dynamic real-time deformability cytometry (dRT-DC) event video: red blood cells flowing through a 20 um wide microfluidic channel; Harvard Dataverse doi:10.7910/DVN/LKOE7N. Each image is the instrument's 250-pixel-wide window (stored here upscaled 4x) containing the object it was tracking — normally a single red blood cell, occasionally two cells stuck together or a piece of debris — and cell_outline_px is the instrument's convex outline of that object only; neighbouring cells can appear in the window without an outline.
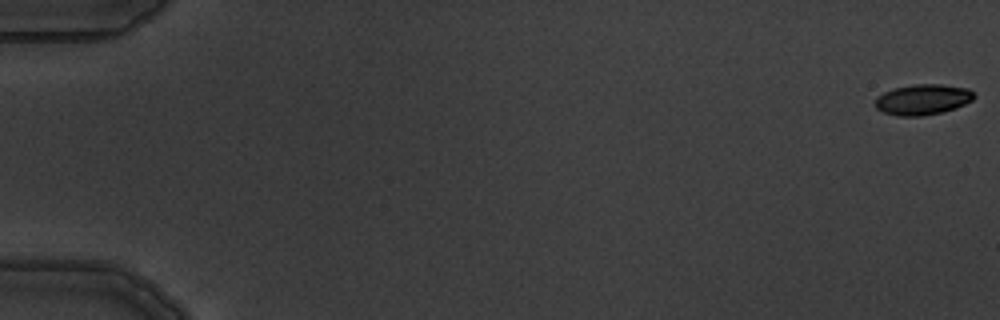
{"species": "common noctule bat (a hibernating species)", "species_latin": "Nyctalus noctula", "temperature_condition": "warm", "stored_images_in_passage": 6, "camera_frame_rate_fps": 3000, "um_per_image_px": 0.085, "animal": {"sex": "male", "body_mass_g": 19.5, "forearm_length_mm": 54.6}, "frame": {"image": 1, "passage_image": 1, "time_ms": 0.0, "image_size_px": [1000, 320], "cell_outline_px": [[976, 96], [972, 100], [956, 108], [940, 112], [920, 116], [896, 116], [884, 112], [876, 108], [876, 96], [892, 88], [912, 84], [940, 84], [968, 88]], "centroid_in_image_um": [78.42, 8.45], "position_along_channel_um": 6.6, "area_um2": 17.63}}
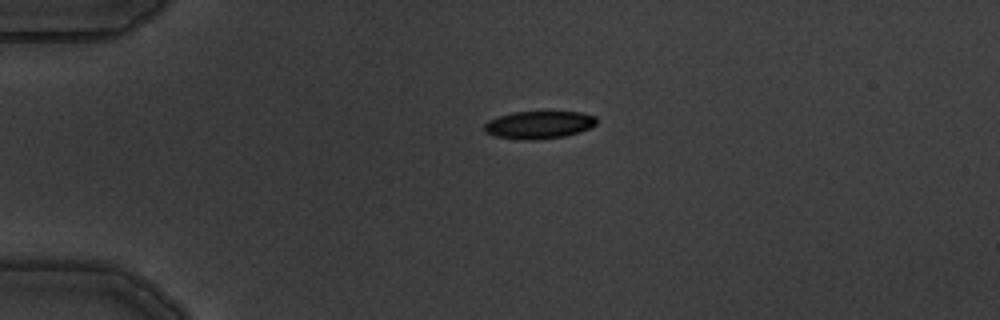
{"frame": {"image": 2, "passage_image": 4, "time_ms": 4.333, "image_size_px": [1000, 320], "cell_outline_px": [[596, 124], [580, 132], [564, 136], [536, 140], [524, 140], [496, 136], [484, 132], [484, 124], [488, 120], [512, 112], [580, 112], [596, 116]], "centroid_in_image_um": [45.8, 10.61], "position_along_channel_um": 39.2, "area_um2": 18.03}}